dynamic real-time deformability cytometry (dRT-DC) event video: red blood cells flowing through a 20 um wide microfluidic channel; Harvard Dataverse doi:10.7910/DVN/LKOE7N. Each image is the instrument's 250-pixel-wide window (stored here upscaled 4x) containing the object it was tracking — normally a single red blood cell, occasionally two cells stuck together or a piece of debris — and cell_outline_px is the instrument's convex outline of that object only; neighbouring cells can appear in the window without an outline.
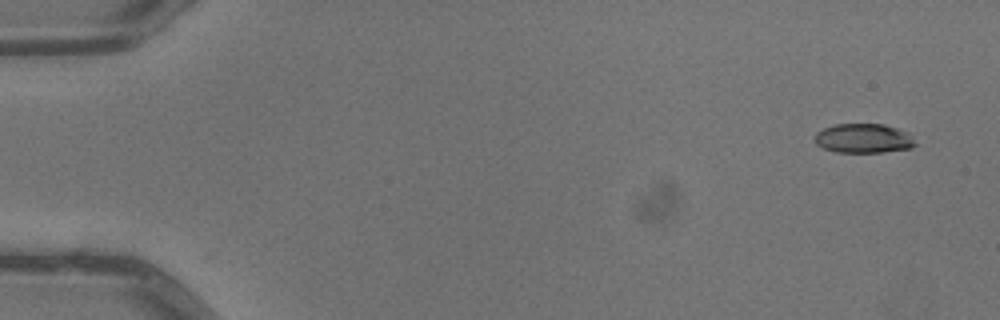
{"species": "common noctule bat (a hibernating species)", "species_latin": "Nyctalus noctula", "temperature_condition": "warm", "stored_images_in_passage": 6, "camera_frame_rate_fps": 3000, "um_per_image_px": 0.085, "animal": {"sex": "male", "body_mass_g": 13.3}, "frame": {"image": 1, "passage_image": 1, "time_ms": 0.0, "image_size_px": [1000, 320], "cell_outline_px": [[916, 144], [912, 148], [884, 152], [836, 152], [824, 148], [816, 144], [816, 132], [824, 128], [836, 124], [884, 124], [908, 132], [912, 136]], "centroid_in_image_um": [73.43, 11.76], "position_along_channel_um": 11.6, "area_um2": 17.17}}
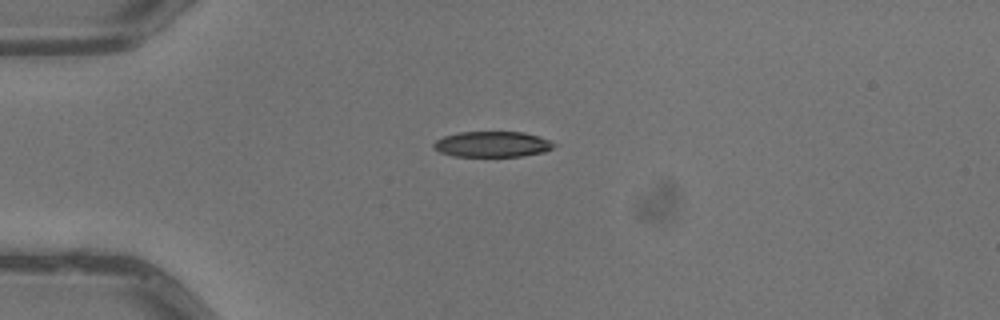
{"frame": {"image": 2, "passage_image": 4, "time_ms": 1.0, "image_size_px": [1000, 320], "cell_outline_px": [[556, 144], [552, 148], [544, 152], [524, 156], [452, 156], [440, 152], [432, 148], [432, 144], [436, 140], [444, 136], [460, 132], [524, 132], [540, 136]], "centroid_in_image_um": [41.83, 12.26], "position_along_channel_um": 43.2, "area_um2": 18.03}}
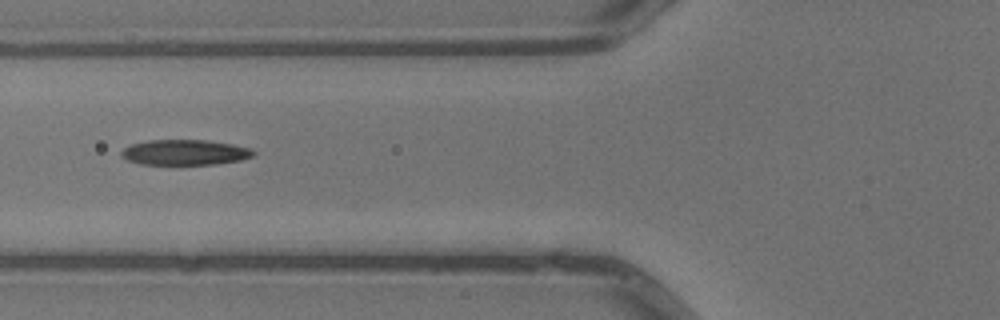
{"frame": {"image": 3, "passage_image": 6, "time_ms": 1.667, "image_size_px": [1000, 320], "cell_outline_px": [[256, 152], [252, 156], [240, 160], [216, 164], [140, 164], [128, 160], [120, 156], [120, 152], [124, 148], [132, 144], [148, 140], [208, 140], [232, 144], [248, 148]], "centroid_in_image_um": [15.69, 12.95], "position_along_channel_um": 110.1, "area_um2": 19.42}}